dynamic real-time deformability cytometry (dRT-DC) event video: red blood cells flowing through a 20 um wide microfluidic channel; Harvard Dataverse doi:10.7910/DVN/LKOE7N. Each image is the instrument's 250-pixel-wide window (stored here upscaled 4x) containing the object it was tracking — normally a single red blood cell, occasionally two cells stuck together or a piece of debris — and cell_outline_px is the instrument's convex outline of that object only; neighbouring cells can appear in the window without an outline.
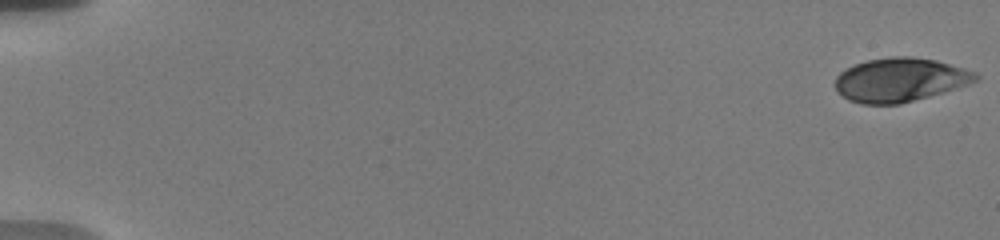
{"species": "human", "species_latin": "Homo sapiens", "temperature_condition": "warm", "stored_images_in_passage": 56, "camera_frame_rate_fps": 3000, "um_per_image_px": 0.085, "donor": {"sex": "male"}, "frame": {"image": 1, "passage_image": 1, "time_ms": 0.0, "image_size_px": [1000, 240], "cell_outline_px": [[980, 76], [976, 80], [968, 84], [928, 96], [900, 104], [860, 104], [848, 100], [836, 92], [836, 76], [840, 72], [852, 64], [868, 60], [892, 56], [912, 56], [936, 60], [964, 68], [976, 72]], "centroid_in_image_um": [76.46, 6.78], "position_along_channel_um": 8.5, "area_um2": 35.89}}
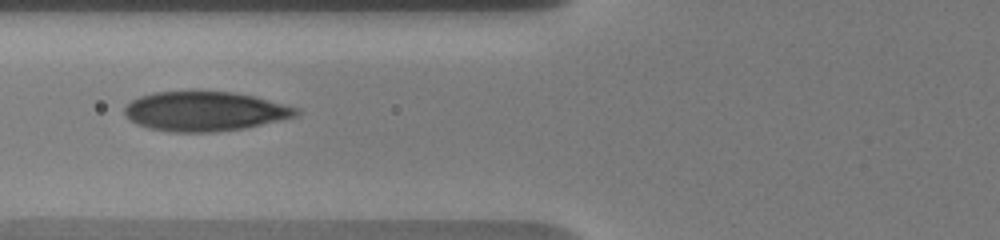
{"frame": {"image": 2, "passage_image": 24, "time_ms": 7.667, "image_size_px": [1000, 240], "cell_outline_px": [[300, 112], [296, 116], [280, 120], [244, 128], [212, 132], [168, 132], [148, 128], [136, 124], [128, 120], [124, 116], [124, 108], [132, 100], [140, 96], [156, 92], [232, 92], [256, 96], [300, 108]], "centroid_in_image_um": [17.4, 9.47], "position_along_channel_um": 108.4, "area_um2": 39.59}}
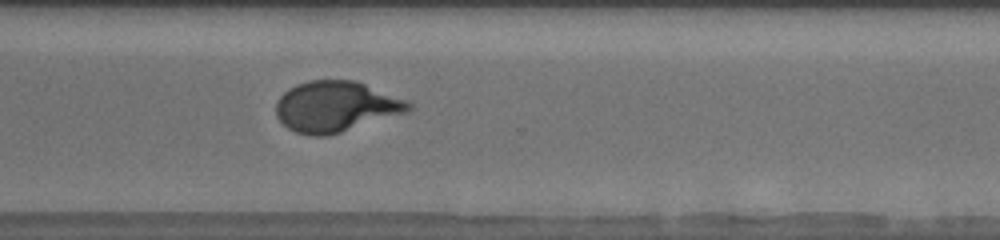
{"frame": {"image": 3, "passage_image": 43, "time_ms": 14.0, "image_size_px": [1000, 240], "cell_outline_px": [[412, 108], [408, 112], [340, 132], [324, 136], [312, 136], [296, 132], [288, 128], [276, 116], [276, 100], [288, 88], [296, 84], [308, 80], [356, 80], [408, 100], [412, 104]], "centroid_in_image_um": [28.55, 9.04], "position_along_channel_um": 342.1, "area_um2": 39.25}, "authors_computed_cell_mechanics": {"area_um2": 38.6682, "velocity_mm_per_s": 3.6958, "shape_relaxation_time_tau1_ms": 4.6186, "shape_relaxation_time_tau2_ms": null, "deformation_change_tau1": 0.2023, "deformation_change_tau2": null}}